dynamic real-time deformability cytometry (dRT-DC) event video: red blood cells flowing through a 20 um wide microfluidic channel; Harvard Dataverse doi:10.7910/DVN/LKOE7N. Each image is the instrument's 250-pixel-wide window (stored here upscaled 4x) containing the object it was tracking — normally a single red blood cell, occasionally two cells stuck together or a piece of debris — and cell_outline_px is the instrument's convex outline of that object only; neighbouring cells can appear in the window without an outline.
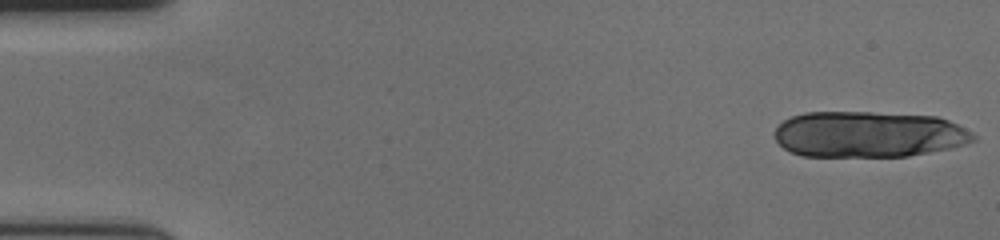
{"species": "human", "species_latin": "Homo sapiens", "temperature_condition": "cold", "stored_images_in_passage": 17, "camera_frame_rate_fps": 3000, "um_per_image_px": 0.085, "donor": {"sex": "female"}, "frame": {"image": 1, "passage_image": 1, "time_ms": 0.0, "image_size_px": [1000, 240], "cell_outline_px": [[976, 140], [964, 144], [948, 148], [908, 156], [804, 156], [792, 152], [784, 148], [776, 140], [776, 128], [784, 120], [792, 116], [804, 112], [872, 112], [936, 116], [948, 120], [972, 132], [976, 136]], "centroid_in_image_um": [73.83, 11.41], "position_along_channel_um": 11.2, "area_um2": 53.12}}